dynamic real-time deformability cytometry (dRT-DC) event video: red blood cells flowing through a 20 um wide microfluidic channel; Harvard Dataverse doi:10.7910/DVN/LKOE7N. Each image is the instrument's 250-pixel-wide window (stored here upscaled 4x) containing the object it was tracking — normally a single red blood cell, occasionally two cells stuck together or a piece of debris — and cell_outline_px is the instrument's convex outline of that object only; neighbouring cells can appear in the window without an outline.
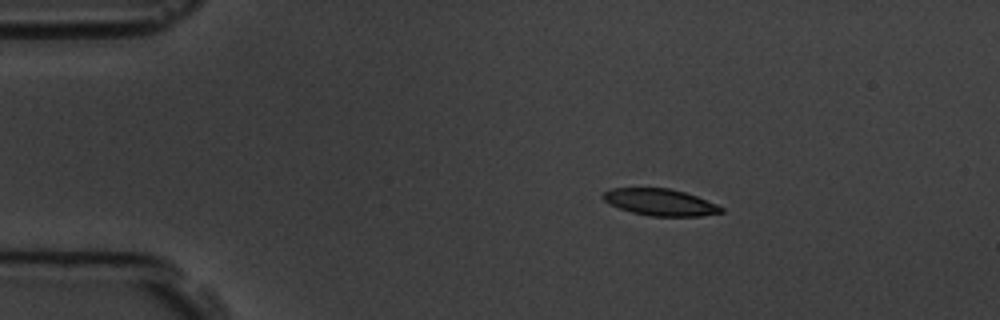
{"species": "common noctule bat (a hibernating species)", "species_latin": "Nyctalus noctula", "temperature_condition": "room temperature", "stored_images_in_passage": 3, "camera_frame_rate_fps": 3000, "um_per_image_px": 0.085, "animal": {"sex": "male", "body_mass_g": 19.5, "forearm_length_mm": 54.6}, "frame": {"image": 1, "passage_image": 1, "time_ms": 0.0, "image_size_px": [1000, 320], "cell_outline_px": [[724, 212], [700, 216], [648, 216], [632, 212], [608, 204], [600, 196], [604, 192], [612, 188], [668, 188], [684, 192], [696, 196], [716, 204], [724, 208]], "centroid_in_image_um": [56.09, 17.19], "position_along_channel_um": 28.9, "area_um2": 18.38}}
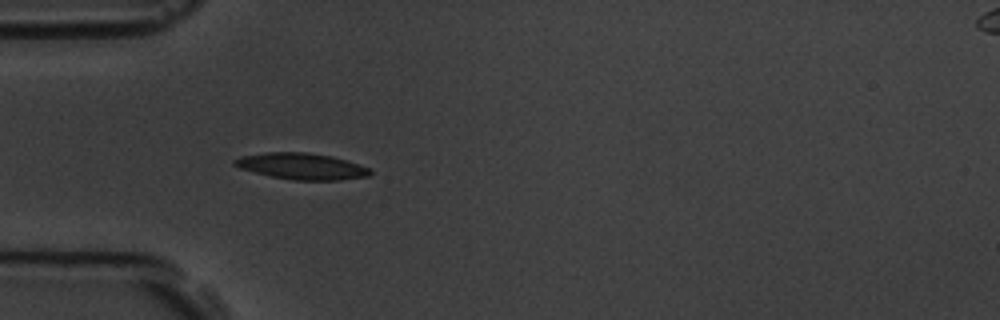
{"frame": {"image": 2, "passage_image": 3, "time_ms": 2.333, "image_size_px": [1000, 320], "cell_outline_px": [[372, 172], [368, 176], [340, 180], [292, 180], [272, 176], [240, 168], [232, 164], [232, 160], [240, 156], [264, 152], [308, 152], [332, 156], [368, 168]], "centroid_in_image_um": [25.59, 14.12], "position_along_channel_um": 59.4, "area_um2": 20.63}}